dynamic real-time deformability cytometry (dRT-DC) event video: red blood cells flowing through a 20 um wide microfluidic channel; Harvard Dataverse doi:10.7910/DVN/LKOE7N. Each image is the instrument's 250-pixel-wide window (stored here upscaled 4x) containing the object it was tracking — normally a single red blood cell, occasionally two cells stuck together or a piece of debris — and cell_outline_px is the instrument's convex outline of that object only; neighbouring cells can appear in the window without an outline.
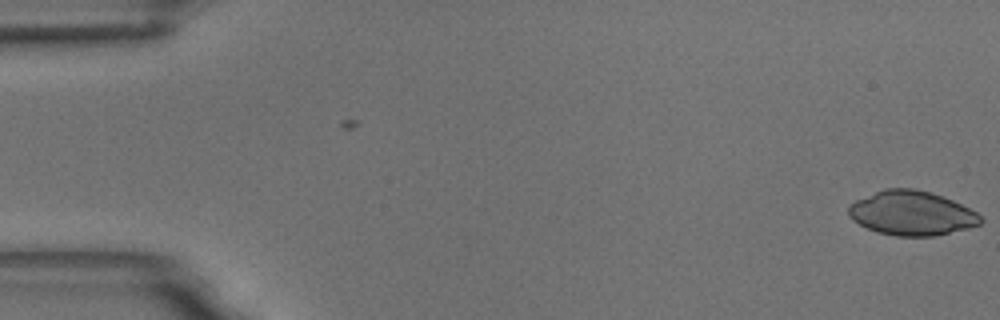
{"species": "common noctule bat (a hibernating species)", "species_latin": "Nyctalus noctula", "temperature_condition": "room temperature", "stored_images_in_passage": 7, "camera_frame_rate_fps": 3000, "um_per_image_px": 0.085, "animal": {"sex": "male", "body_mass_g": 18.8}, "frame": {"image": 1, "passage_image": 7, "time_ms": 2.0, "image_size_px": [1000, 320], "cell_outline_px": [[984, 220], [980, 224], [968, 228], [932, 236], [896, 236], [876, 232], [852, 220], [848, 216], [848, 208], [856, 200], [884, 188], [916, 188], [952, 200], [976, 212]], "centroid_in_image_um": [77.47, 18.12], "position_along_channel_um": 7.5, "area_um2": 33.87}}